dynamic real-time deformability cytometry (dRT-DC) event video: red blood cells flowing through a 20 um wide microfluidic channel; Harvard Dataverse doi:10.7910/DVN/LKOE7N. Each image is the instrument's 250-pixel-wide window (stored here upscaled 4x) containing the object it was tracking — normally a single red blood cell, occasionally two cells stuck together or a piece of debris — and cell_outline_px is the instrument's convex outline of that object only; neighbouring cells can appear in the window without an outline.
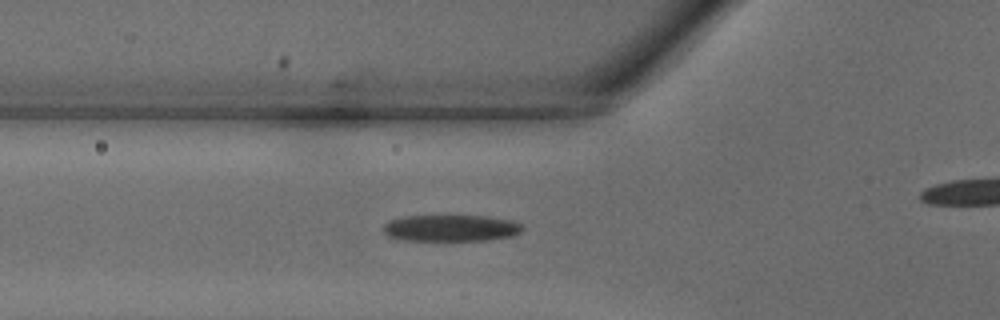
{"species": "common noctule bat (a hibernating species)", "species_latin": "Nyctalus noctula", "temperature_condition": "warm", "stored_images_in_passage": 34, "camera_frame_rate_fps": 3000, "um_per_image_px": 0.085, "animal": {"sex": "male", "body_mass_g": 18.8}, "frame": {"image": 1, "passage_image": 14, "time_ms": 4.333, "image_size_px": [1000, 320], "cell_outline_px": [[524, 228], [520, 232], [512, 236], [488, 240], [404, 240], [388, 236], [384, 232], [384, 224], [392, 220], [404, 216], [488, 216], [512, 220], [524, 224]], "centroid_in_image_um": [38.39, 19.38], "position_along_channel_um": 87.4, "area_um2": 21.5}}
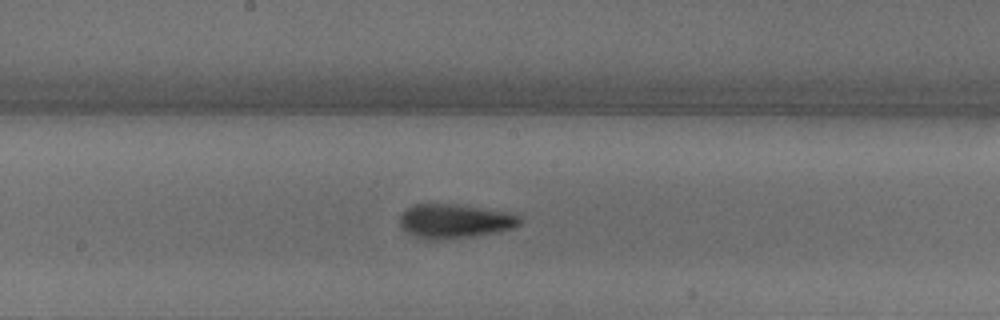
{"frame": {"image": 2, "passage_image": 21, "time_ms": 6.667, "image_size_px": [1000, 320], "cell_outline_px": [[520, 224], [512, 228], [496, 232], [472, 236], [436, 240], [428, 240], [416, 236], [408, 232], [400, 224], [400, 216], [408, 208], [416, 204], [456, 204], [504, 212], [520, 216]], "centroid_in_image_um": [38.63, 18.8], "position_along_channel_um": 209.6, "area_um2": 23.35}}
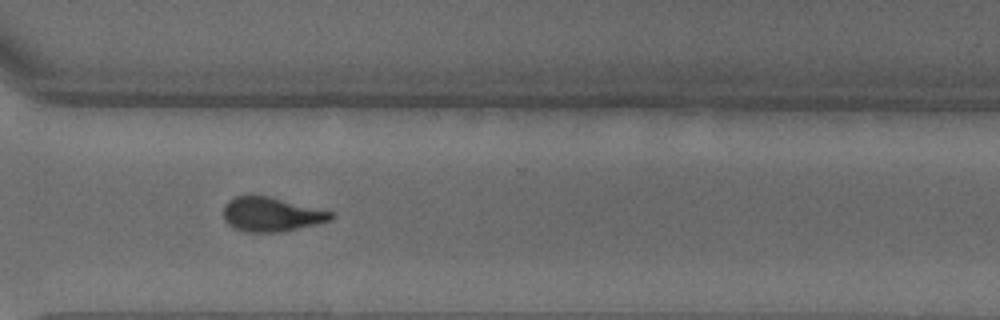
{"frame": {"image": 3, "passage_image": 29, "time_ms": 9.333, "image_size_px": [1000, 320], "cell_outline_px": [[336, 216], [332, 220], [320, 224], [284, 232], [244, 232], [232, 228], [224, 220], [224, 204], [228, 200], [236, 196], [268, 196], [336, 212]], "centroid_in_image_um": [23.12, 18.24], "position_along_channel_um": 347.5, "area_um2": 21.96}}